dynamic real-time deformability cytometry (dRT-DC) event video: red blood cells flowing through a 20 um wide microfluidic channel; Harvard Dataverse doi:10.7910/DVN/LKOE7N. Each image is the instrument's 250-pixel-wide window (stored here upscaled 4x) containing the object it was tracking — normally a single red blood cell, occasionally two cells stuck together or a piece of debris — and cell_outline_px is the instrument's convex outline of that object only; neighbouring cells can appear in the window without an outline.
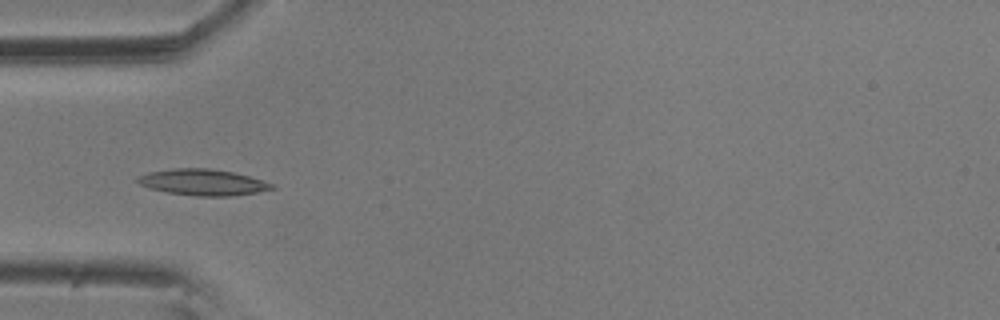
{"species": "common noctule bat (a hibernating species)", "species_latin": "Nyctalus noctula", "temperature_condition": "room temperature", "stored_images_in_passage": 4, "camera_frame_rate_fps": 3000, "um_per_image_px": 0.085, "animal": {"sex": "male", "body_mass_g": 20.5, "forearm_length_mm": 52.5}, "frame": {"image": 1, "passage_image": 1, "time_ms": 0.0, "image_size_px": [1000, 320], "cell_outline_px": [[276, 188], [256, 192], [232, 196], [196, 196], [168, 192], [152, 188], [140, 184], [136, 180], [140, 176], [148, 172], [176, 168], [208, 168], [232, 172], [248, 176], [276, 184]], "centroid_in_image_um": [17.29, 15.49], "position_along_channel_um": 67.7, "area_um2": 20.23}}
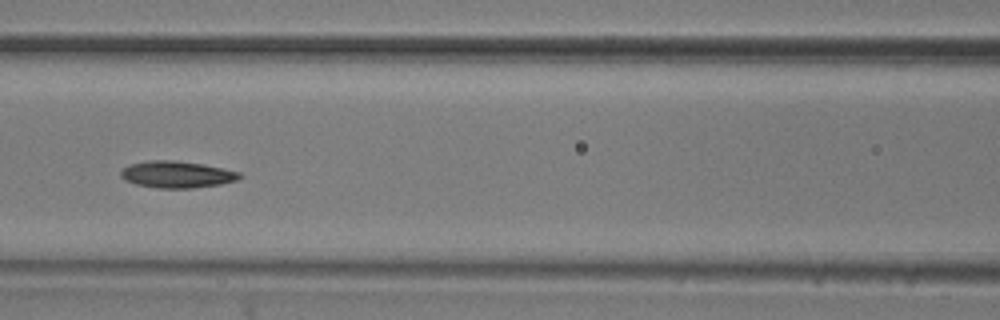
{"frame": {"image": 2, "passage_image": 3, "time_ms": 0.667, "image_size_px": [1000, 320], "cell_outline_px": [[244, 176], [236, 180], [220, 184], [192, 188], [156, 188], [136, 184], [124, 180], [120, 176], [120, 172], [124, 168], [132, 164], [152, 160], [172, 160], [204, 164], [240, 172]], "centroid_in_image_um": [15.05, 14.83], "position_along_channel_um": 151.6, "area_um2": 18.44}}
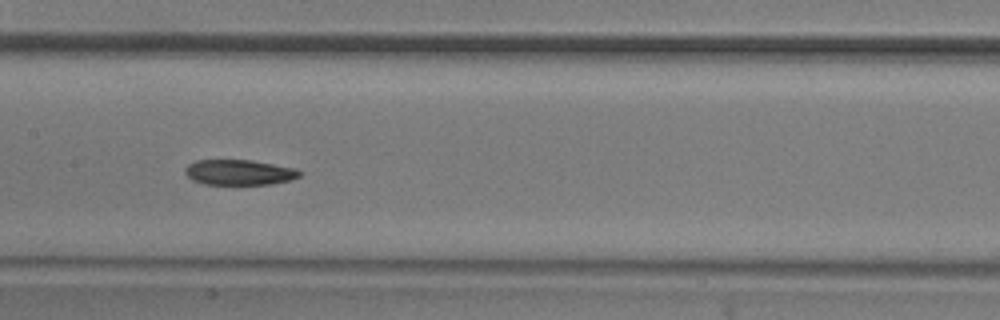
{"frame": {"image": 3, "passage_image": 4, "time_ms": 1.0, "image_size_px": [1000, 320], "cell_outline_px": [[304, 172], [300, 176], [288, 180], [272, 184], [204, 184], [192, 180], [184, 172], [184, 168], [188, 164], [196, 160], [252, 160], [292, 168]], "centroid_in_image_um": [20.29, 14.65], "position_along_channel_um": 187.1, "area_um2": 16.82}}